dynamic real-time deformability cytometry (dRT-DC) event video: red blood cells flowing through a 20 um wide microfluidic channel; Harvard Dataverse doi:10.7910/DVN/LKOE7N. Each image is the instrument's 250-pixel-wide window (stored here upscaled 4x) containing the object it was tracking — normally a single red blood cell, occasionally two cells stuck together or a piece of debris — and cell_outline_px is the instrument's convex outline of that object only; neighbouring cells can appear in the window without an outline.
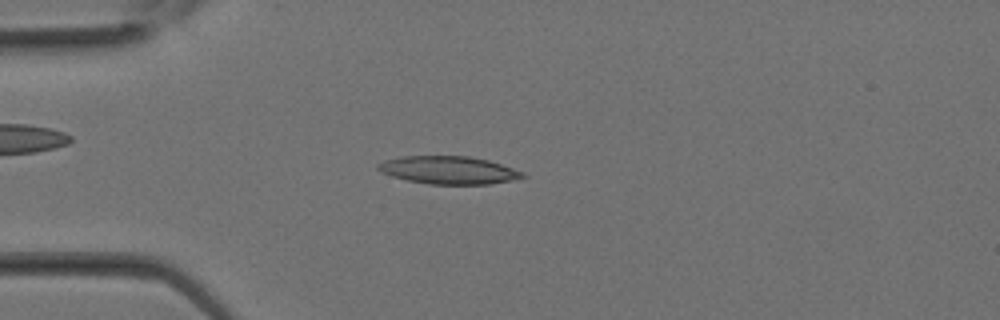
{"species": "Egyptian fruit bat (a non-hibernating species)", "species_latin": "Rousettus aegyptiacus", "temperature_condition": "room temperature", "stored_images_in_passage": 16, "camera_frame_rate_fps": 3000, "um_per_image_px": 0.085, "animal": {"sex": "female"}, "frame": {"image": 1, "passage_image": 7, "time_ms": 2.0, "image_size_px": [1000, 320], "cell_outline_px": [[528, 176], [512, 180], [488, 184], [428, 184], [408, 180], [392, 176], [380, 172], [376, 168], [376, 164], [384, 160], [400, 156], [468, 156], [488, 160], [524, 172]], "centroid_in_image_um": [38.1, 14.45], "position_along_channel_um": 46.9, "area_um2": 23.47}}
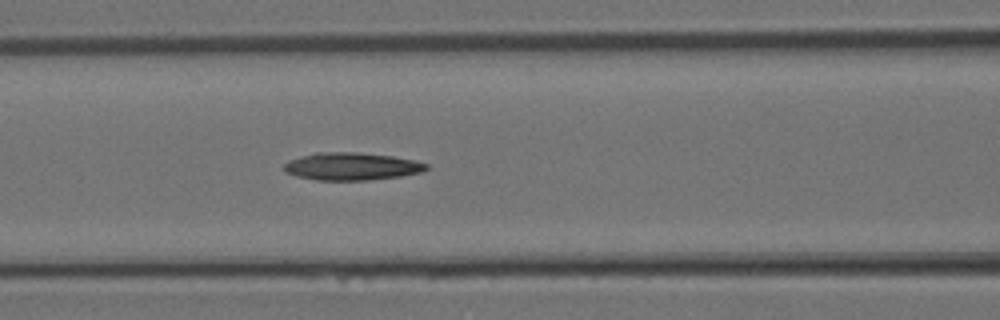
{"frame": {"image": 2, "passage_image": 12, "time_ms": 3.667, "image_size_px": [1000, 320], "cell_outline_px": [[428, 168], [424, 172], [400, 176], [368, 180], [316, 180], [296, 176], [284, 172], [284, 164], [288, 160], [300, 156], [316, 152], [356, 152], [392, 156], [416, 160], [428, 164]], "centroid_in_image_um": [29.88, 14.14], "position_along_channel_um": 136.7, "area_um2": 23.06}}
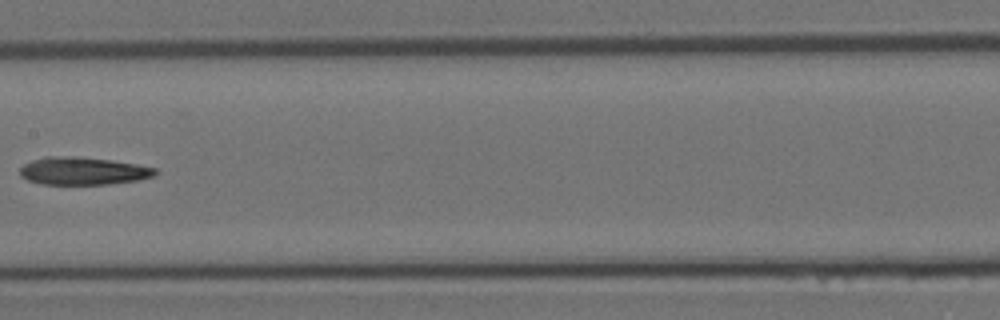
{"frame": {"image": 3, "passage_image": 15, "time_ms": 4.667, "image_size_px": [1000, 320], "cell_outline_px": [[160, 172], [156, 176], [140, 180], [108, 184], [44, 184], [28, 180], [20, 176], [20, 168], [24, 164], [32, 160], [44, 156], [76, 156], [108, 160], [136, 164], [156, 168]], "centroid_in_image_um": [7.09, 14.53], "position_along_channel_um": 200.3, "area_um2": 21.96}}